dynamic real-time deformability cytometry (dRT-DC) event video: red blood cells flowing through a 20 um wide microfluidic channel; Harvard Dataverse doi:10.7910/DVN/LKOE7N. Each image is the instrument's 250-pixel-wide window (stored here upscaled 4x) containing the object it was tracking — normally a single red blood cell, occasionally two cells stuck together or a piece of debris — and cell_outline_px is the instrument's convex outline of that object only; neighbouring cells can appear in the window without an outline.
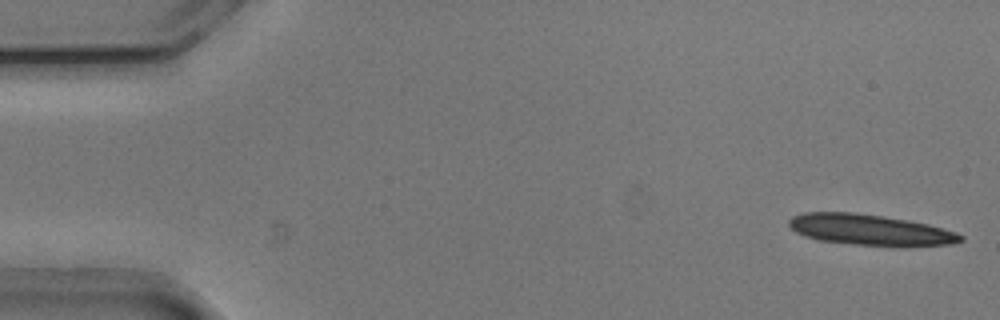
{"species": "common noctule bat (a hibernating species)", "species_latin": "Nyctalus noctula", "temperature_condition": "cold", "stored_images_in_passage": 6, "camera_frame_rate_fps": 3000, "um_per_image_px": 0.085, "animal": {"sex": "male", "body_mass_g": 20.5, "forearm_length_mm": 52.5}, "frame": {"image": 1, "passage_image": 1, "time_ms": 0.0, "image_size_px": [1000, 320], "cell_outline_px": [[964, 240], [948, 244], [904, 248], [892, 248], [820, 240], [804, 236], [796, 232], [788, 224], [788, 220], [792, 216], [804, 212], [852, 212], [908, 220], [928, 224], [956, 232], [964, 236]], "centroid_in_image_um": [74.0, 19.56], "position_along_channel_um": 11.0, "area_um2": 31.33}}